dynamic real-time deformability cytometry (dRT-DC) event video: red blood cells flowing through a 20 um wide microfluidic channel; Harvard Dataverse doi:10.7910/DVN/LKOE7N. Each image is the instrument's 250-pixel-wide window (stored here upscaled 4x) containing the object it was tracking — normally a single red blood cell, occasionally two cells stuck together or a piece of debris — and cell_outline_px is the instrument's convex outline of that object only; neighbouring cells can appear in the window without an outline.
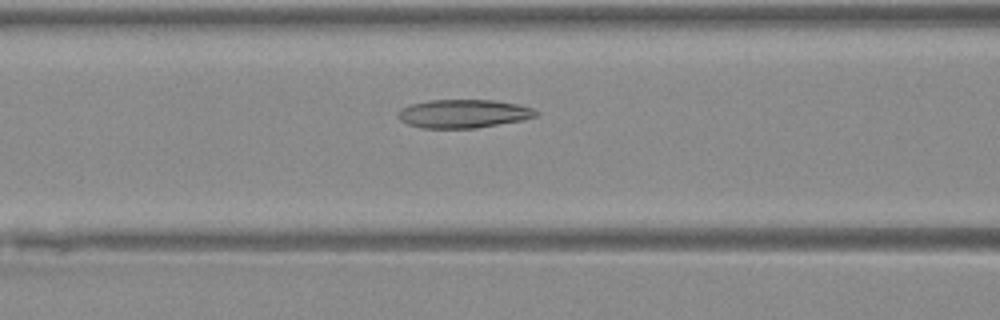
{"species": "Egyptian fruit bat (a non-hibernating species)", "species_latin": "Rousettus aegyptiacus", "temperature_condition": "warm", "stored_images_in_passage": 44, "camera_frame_rate_fps": 3000, "um_per_image_px": 0.085, "animal": {"sex": "female"}, "frame": {"image": 1, "passage_image": 16, "time_ms": 5.0, "image_size_px": [1000, 320], "cell_outline_px": [[540, 112], [536, 116], [524, 120], [476, 128], [424, 128], [408, 124], [400, 120], [396, 116], [396, 112], [400, 108], [412, 104], [428, 100], [496, 100], [516, 104], [532, 108]], "centroid_in_image_um": [39.38, 9.66], "position_along_channel_um": 127.2, "area_um2": 23.0}}
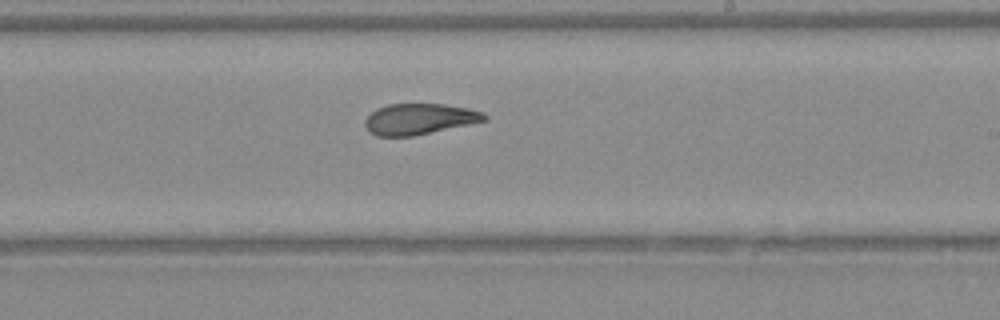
{"frame": {"image": 2, "passage_image": 25, "time_ms": 8.0, "image_size_px": [1000, 320], "cell_outline_px": [[488, 120], [412, 136], [376, 136], [368, 132], [364, 124], [364, 120], [376, 108], [388, 104], [444, 104], [468, 108], [484, 112], [488, 116]], "centroid_in_image_um": [35.63, 10.11], "position_along_channel_um": 253.4, "area_um2": 21.56}}
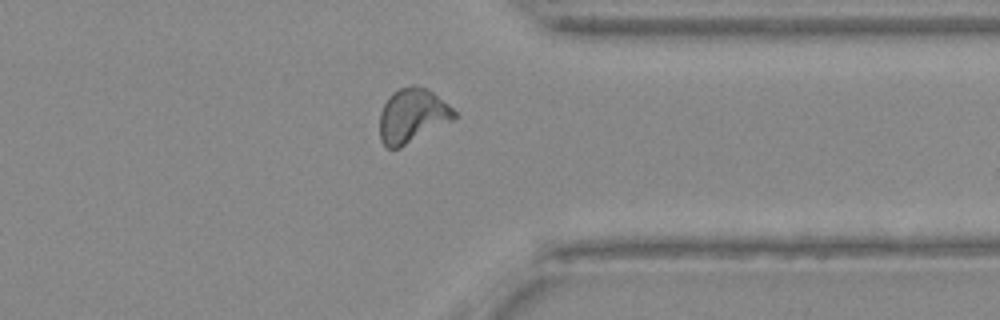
{"frame": {"image": 3, "passage_image": 34, "time_ms": 11.0, "image_size_px": [1000, 320], "cell_outline_px": [[456, 120], [400, 148], [388, 148], [380, 140], [380, 112], [388, 96], [392, 92], [400, 88], [412, 84], [428, 88], [448, 104], [456, 112]], "centroid_in_image_um": [35.07, 9.83], "position_along_channel_um": 376.3, "area_um2": 23.93}}